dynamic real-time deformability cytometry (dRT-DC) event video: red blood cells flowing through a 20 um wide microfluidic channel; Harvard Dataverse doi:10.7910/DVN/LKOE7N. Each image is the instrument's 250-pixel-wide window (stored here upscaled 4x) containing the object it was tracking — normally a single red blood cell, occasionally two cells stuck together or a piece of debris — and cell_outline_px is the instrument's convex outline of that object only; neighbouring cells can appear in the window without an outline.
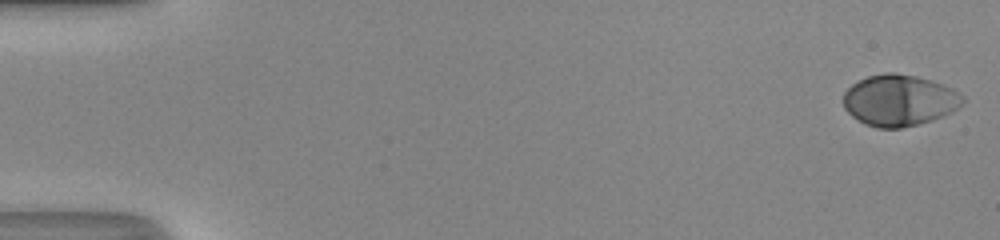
{"species": "human", "species_latin": "Homo sapiens", "temperature_condition": "room temperature", "stored_images_in_passage": 10, "camera_frame_rate_fps": 3000, "um_per_image_px": 0.085, "donor": {"sex": "male"}, "frame": {"image": 1, "passage_image": 1, "time_ms": 0.0, "image_size_px": [1000, 240], "cell_outline_px": [[964, 104], [952, 112], [932, 120], [900, 128], [876, 128], [864, 124], [852, 116], [844, 108], [844, 92], [852, 84], [868, 76], [884, 72], [896, 72], [916, 76], [932, 80], [944, 84], [952, 88], [964, 96]], "centroid_in_image_um": [76.46, 8.52], "position_along_channel_um": 8.5, "area_um2": 35.89}}